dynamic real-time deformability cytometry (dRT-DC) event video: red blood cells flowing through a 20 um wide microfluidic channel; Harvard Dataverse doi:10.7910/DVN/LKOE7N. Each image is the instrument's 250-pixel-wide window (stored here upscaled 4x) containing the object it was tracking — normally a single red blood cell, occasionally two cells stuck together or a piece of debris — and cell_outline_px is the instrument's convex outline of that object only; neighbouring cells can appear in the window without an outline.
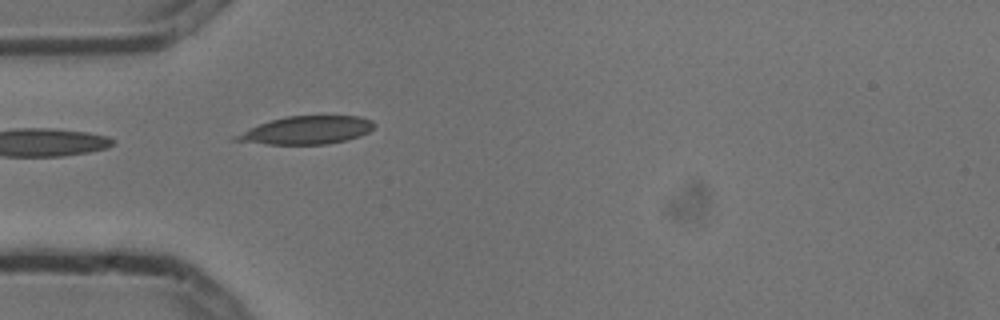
{"species": "common noctule bat (a hibernating species)", "species_latin": "Nyctalus noctula", "temperature_condition": "cold", "stored_images_in_passage": 4, "camera_frame_rate_fps": 3000, "um_per_image_px": 0.085, "animal": {"sex": "male", "body_mass_g": 13.3}, "frame": {"image": 1, "passage_image": 4, "time_ms": 1.0, "image_size_px": [1000, 320], "cell_outline_px": [[376, 124], [368, 132], [360, 136], [348, 140], [328, 144], [268, 144], [232, 140], [232, 136], [260, 124], [284, 116], [360, 116], [372, 120]], "centroid_in_image_um": [26.1, 11.07], "position_along_channel_um": 58.9, "area_um2": 22.43}}